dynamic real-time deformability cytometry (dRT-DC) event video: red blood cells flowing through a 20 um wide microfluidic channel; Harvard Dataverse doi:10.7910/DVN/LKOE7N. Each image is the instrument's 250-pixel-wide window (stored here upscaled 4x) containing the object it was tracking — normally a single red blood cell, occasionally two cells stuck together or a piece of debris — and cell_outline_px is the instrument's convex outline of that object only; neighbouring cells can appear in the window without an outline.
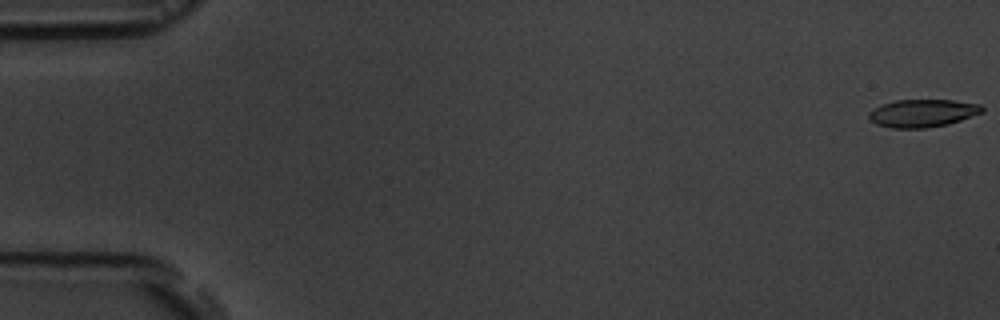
{"species": "common noctule bat (a hibernating species)", "species_latin": "Nyctalus noctula", "temperature_condition": "room temperature", "stored_images_in_passage": 7, "segment_of_instrument_passage": [1, 2], "camera_frame_rate_fps": 3000, "um_per_image_px": 0.085, "animal": {"sex": "male", "body_mass_g": 19.5, "forearm_length_mm": 54.6}, "frame": {"image": 1, "passage_image": 1, "time_ms": 0.0, "image_size_px": [1000, 320], "cell_outline_px": [[984, 112], [948, 124], [924, 128], [892, 128], [876, 124], [868, 116], [868, 112], [872, 108], [880, 104], [896, 100], [952, 100], [980, 104], [984, 108]], "centroid_in_image_um": [78.4, 9.61], "position_along_channel_um": 6.6, "area_um2": 18.38}}
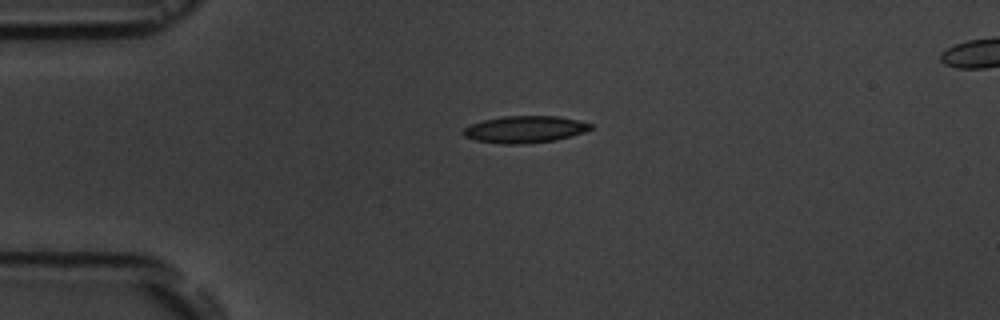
{"frame": {"image": 2, "passage_image": 5, "time_ms": 4.333, "image_size_px": [1000, 320], "cell_outline_px": [[592, 128], [584, 132], [572, 136], [556, 140], [524, 144], [500, 144], [476, 140], [464, 136], [460, 132], [464, 128], [472, 124], [484, 120], [504, 116], [560, 116], [592, 124]], "centroid_in_image_um": [44.6, 11.0], "position_along_channel_um": 40.4, "area_um2": 20.0}}